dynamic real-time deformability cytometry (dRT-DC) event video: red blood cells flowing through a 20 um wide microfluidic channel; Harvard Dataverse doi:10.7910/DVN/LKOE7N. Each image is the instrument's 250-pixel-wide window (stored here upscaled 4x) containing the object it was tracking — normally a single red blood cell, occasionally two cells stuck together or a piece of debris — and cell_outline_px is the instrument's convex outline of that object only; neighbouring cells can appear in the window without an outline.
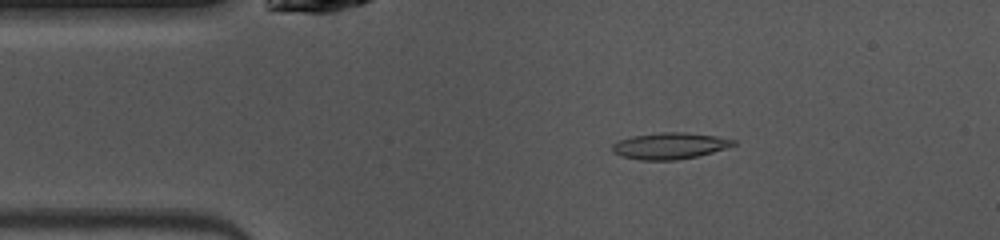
{"species": "common noctule bat (a hibernating species)", "species_latin": "Nyctalus noctula", "temperature_condition": "warm", "stored_images_in_passage": 46, "camera_frame_rate_fps": 3000, "um_per_image_px": 0.085, "animal": {"sex": "female", "body_mass_g": 10.0, "forearm_length_mm": 53.1}, "frame": {"image": 1, "passage_image": 7, "time_ms": 2.0, "image_size_px": [1000, 240], "cell_outline_px": [[736, 144], [728, 148], [696, 156], [676, 160], [640, 160], [620, 156], [612, 152], [612, 144], [620, 140], [632, 136], [660, 132], [684, 132], [716, 136], [736, 140]], "centroid_in_image_um": [56.92, 12.39], "position_along_channel_um": 28.1, "area_um2": 18.67}}
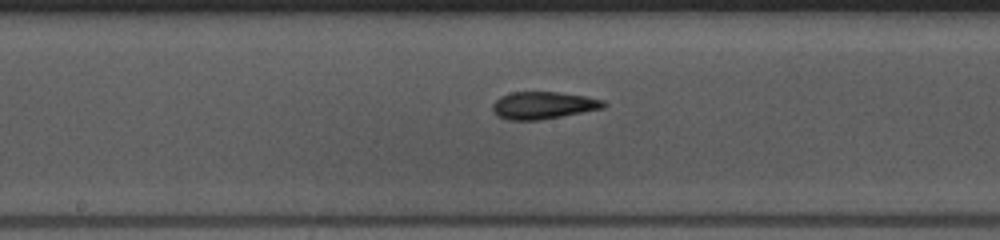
{"frame": {"image": 2, "passage_image": 22, "time_ms": 7.0, "image_size_px": [1000, 240], "cell_outline_px": [[608, 104], [604, 108], [540, 120], [508, 120], [496, 116], [492, 112], [492, 104], [500, 96], [512, 92], [556, 92], [584, 96], [604, 100]], "centroid_in_image_um": [46.14, 8.96], "position_along_channel_um": 202.1, "area_um2": 17.74}}
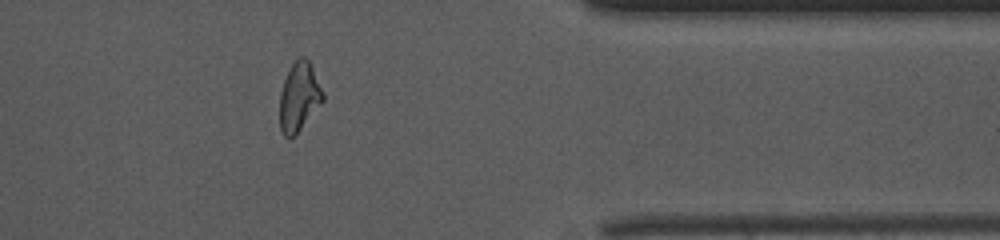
{"frame": {"image": 3, "passage_image": 37, "time_ms": 12.0, "image_size_px": [1000, 240], "cell_outline_px": [[324, 100], [300, 128], [292, 136], [284, 136], [280, 128], [280, 92], [284, 80], [292, 64], [300, 56], [304, 56], [308, 60], [324, 92]], "centroid_in_image_um": [25.42, 8.2], "position_along_channel_um": 386.0, "area_um2": 16.88}, "authors_computed_cell_mechanics": {"area_um2": 17.629, "velocity_mm_per_s": 4.1073, "shape_relaxation_time_tau1_ms": 10.1727, "shape_relaxation_time_tau2_ms": 2.4625, "deformation_change_tau1": 0.2545, "deformation_change_tau2": 0.1102}}